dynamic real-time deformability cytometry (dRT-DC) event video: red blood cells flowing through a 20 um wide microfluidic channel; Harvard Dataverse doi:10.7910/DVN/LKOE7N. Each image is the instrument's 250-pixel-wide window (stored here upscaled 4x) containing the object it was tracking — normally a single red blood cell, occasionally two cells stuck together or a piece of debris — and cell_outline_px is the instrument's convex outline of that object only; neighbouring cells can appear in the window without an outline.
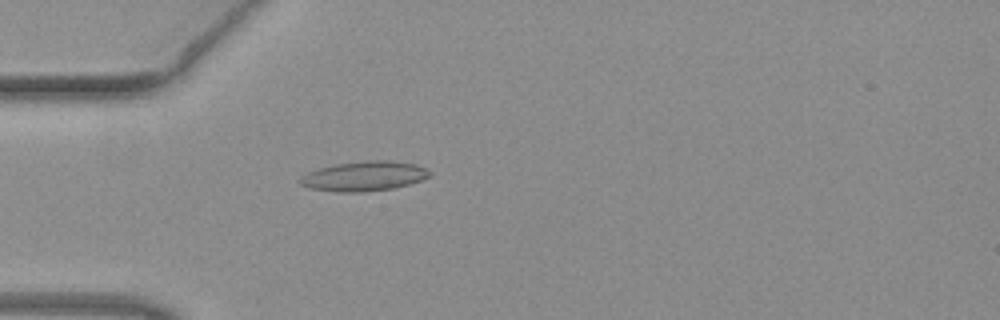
{"species": "common noctule bat (a hibernating species)", "species_latin": "Nyctalus noctula", "temperature_condition": "warm", "stored_images_in_passage": 52, "camera_frame_rate_fps": 3000, "um_per_image_px": 0.085, "animal": {"sex": "female", "body_mass_g": 19.3, "forearm_length_mm": 54.1}, "frame": {"image": 1, "passage_image": 16, "time_ms": 5.0, "image_size_px": [1000, 320], "cell_outline_px": [[432, 176], [408, 184], [392, 188], [360, 192], [336, 192], [308, 188], [300, 184], [300, 180], [308, 172], [320, 168], [336, 164], [368, 160], [388, 160], [416, 164], [432, 172]], "centroid_in_image_um": [30.97, 14.97], "position_along_channel_um": 54.0, "area_um2": 22.25}}
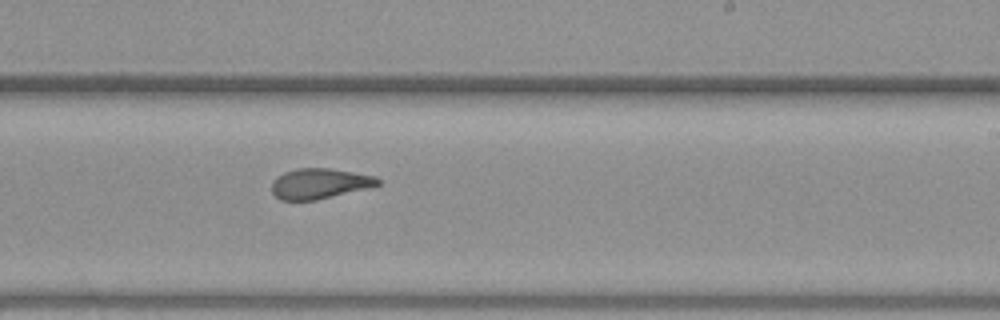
{"frame": {"image": 2, "passage_image": 32, "time_ms": 10.333, "image_size_px": [1000, 320], "cell_outline_px": [[380, 184], [372, 188], [316, 200], [280, 200], [272, 192], [272, 180], [276, 176], [284, 172], [296, 168], [328, 168], [376, 176], [380, 180]], "centroid_in_image_um": [27.18, 15.61], "position_along_channel_um": 261.8, "area_um2": 19.02}}
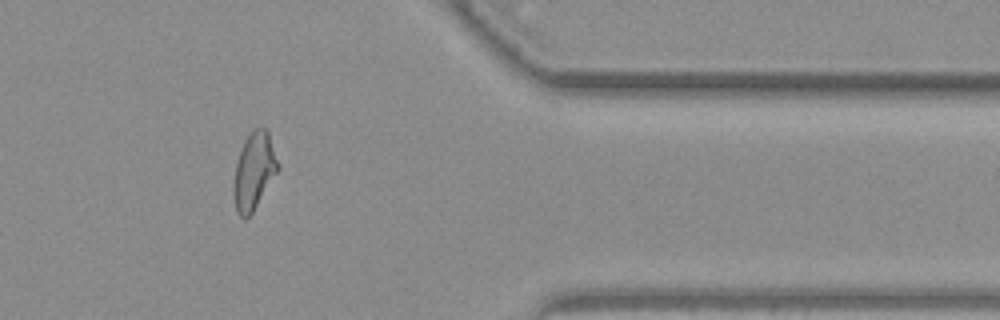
{"frame": {"image": 3, "passage_image": 43, "time_ms": 14.0, "image_size_px": [1000, 320], "cell_outline_px": [[280, 168], [252, 212], [244, 220], [236, 212], [232, 192], [232, 184], [236, 164], [244, 140], [256, 128], [268, 128], [280, 164]], "centroid_in_image_um": [21.6, 14.54], "position_along_channel_um": 389.8, "area_um2": 20.06}, "authors_computed_cell_mechanics": {"area_um2": 20.3456, "velocity_mm_per_s": 4.0441, "shape_relaxation_time_tau1_ms": null, "shape_relaxation_time_tau2_ms": 1.911, "deformation_change_tau1": null, "deformation_change_tau2": 0.1036}}